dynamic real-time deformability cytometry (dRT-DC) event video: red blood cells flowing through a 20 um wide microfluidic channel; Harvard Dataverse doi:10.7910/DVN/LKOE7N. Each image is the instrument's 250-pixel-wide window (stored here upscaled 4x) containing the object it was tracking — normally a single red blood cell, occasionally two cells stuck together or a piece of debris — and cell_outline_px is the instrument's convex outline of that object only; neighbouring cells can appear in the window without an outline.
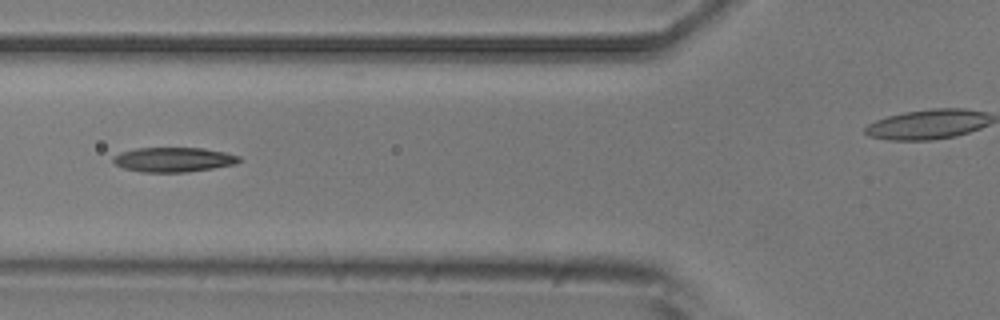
{"species": "common noctule bat (a hibernating species)", "species_latin": "Nyctalus noctula", "temperature_condition": "room temperature", "stored_images_in_passage": 8, "segment_of_instrument_passage": [1, 2], "camera_frame_rate_fps": 3000, "um_per_image_px": 0.085, "animal": {"sex": "male", "body_mass_g": 20.5, "forearm_length_mm": 52.5}, "frame": {"image": 1, "passage_image": 2, "time_ms": 1.333, "image_size_px": [1000, 320], "cell_outline_px": [[244, 160], [236, 164], [212, 168], [184, 172], [140, 172], [124, 168], [116, 164], [112, 160], [112, 156], [120, 152], [136, 148], [204, 148], [224, 152], [240, 156]], "centroid_in_image_um": [14.76, 13.56], "position_along_channel_um": 111.0, "area_um2": 18.15}}
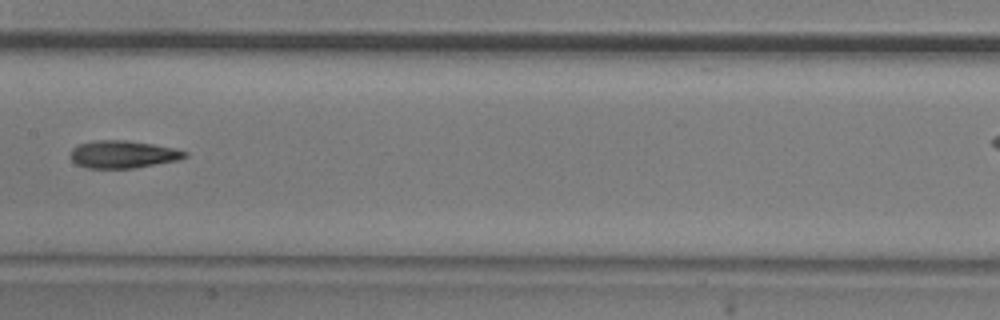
{"frame": {"image": 2, "passage_image": 4, "time_ms": 3.667, "image_size_px": [1000, 320], "cell_outline_px": [[188, 156], [180, 160], [136, 168], [88, 168], [76, 164], [68, 156], [72, 148], [80, 144], [96, 140], [128, 140], [176, 148], [188, 152]], "centroid_in_image_um": [10.47, 13.12], "position_along_channel_um": 196.9, "area_um2": 18.61}}
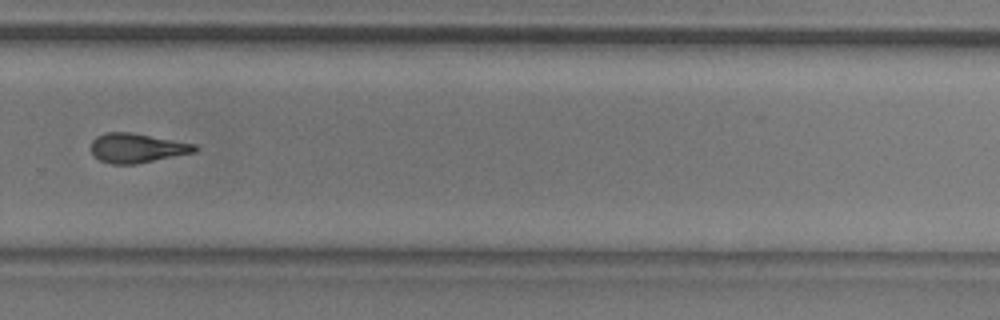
{"frame": {"image": 3, "passage_image": 7, "time_ms": 7.0, "image_size_px": [1000, 320], "cell_outline_px": [[200, 148], [196, 152], [136, 164], [112, 164], [100, 160], [92, 152], [92, 140], [96, 136], [108, 132], [132, 132], [196, 144]], "centroid_in_image_um": [11.68, 12.57], "position_along_channel_um": 318.1, "area_um2": 17.8}}